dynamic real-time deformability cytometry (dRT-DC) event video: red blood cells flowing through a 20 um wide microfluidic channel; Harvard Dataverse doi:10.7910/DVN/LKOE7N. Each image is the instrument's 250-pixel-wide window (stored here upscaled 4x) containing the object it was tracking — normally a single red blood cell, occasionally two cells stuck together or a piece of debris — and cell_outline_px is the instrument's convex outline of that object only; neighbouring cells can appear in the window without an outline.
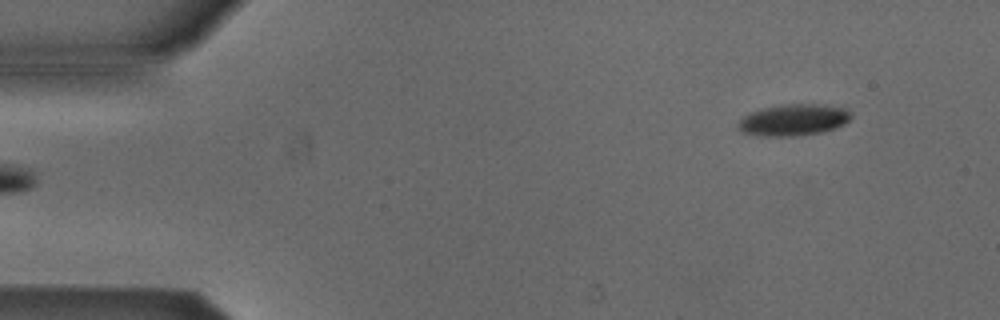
{"species": "Egyptian fruit bat (a non-hibernating species)", "species_latin": "Rousettus aegyptiacus", "temperature_condition": "cold", "stored_images_in_passage": 5, "segment_of_instrument_passage": [2, 2], "camera_frame_rate_fps": 3000, "um_per_image_px": 0.085, "animal": {"sex": "male"}, "frame": {"image": 1, "passage_image": 5, "time_ms": 1.333, "image_size_px": [1000, 320], "cell_outline_px": [[852, 116], [844, 124], [836, 128], [820, 132], [796, 136], [760, 136], [740, 132], [736, 128], [740, 120], [744, 116], [752, 112], [764, 108], [792, 104], [824, 104], [848, 108]], "centroid_in_image_um": [67.47, 10.2], "position_along_channel_um": 17.5, "area_um2": 20.75}}